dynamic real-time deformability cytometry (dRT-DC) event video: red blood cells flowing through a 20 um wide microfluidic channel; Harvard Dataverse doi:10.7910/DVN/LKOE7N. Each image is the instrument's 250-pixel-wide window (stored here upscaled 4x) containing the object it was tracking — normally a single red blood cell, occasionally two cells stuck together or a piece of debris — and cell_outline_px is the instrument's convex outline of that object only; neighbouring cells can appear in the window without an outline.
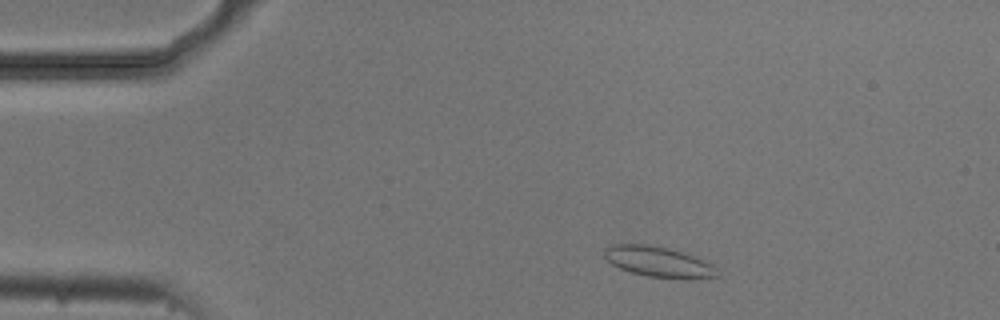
{"species": "common noctule bat (a hibernating species)", "species_latin": "Nyctalus noctula", "temperature_condition": "cold", "stored_images_in_passage": 5, "camera_frame_rate_fps": 3000, "um_per_image_px": 0.085, "animal": {"sex": "male", "body_mass_g": 20.5, "forearm_length_mm": 52.5}, "frame": {"image": 1, "passage_image": 2, "time_ms": 0.333, "image_size_px": [1000, 320], "cell_outline_px": [[720, 276], [688, 280], [648, 276], [632, 272], [620, 268], [612, 264], [604, 256], [604, 248], [612, 244], [648, 244], [668, 248], [708, 260], [712, 264]], "centroid_in_image_um": [56.02, 22.26], "position_along_channel_um": 29.0, "area_um2": 20.29}}
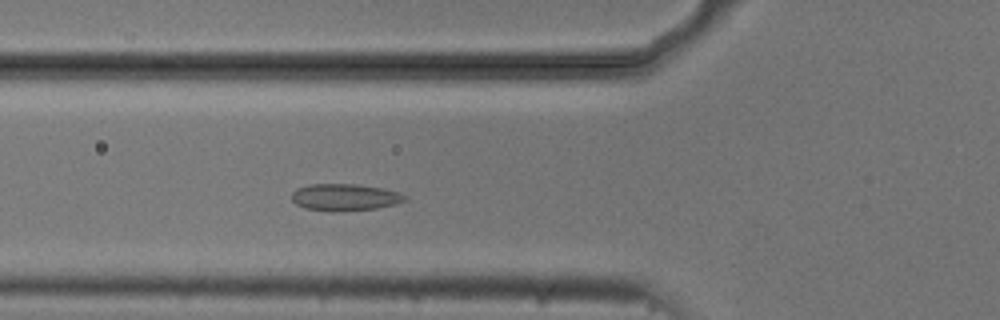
{"frame": {"image": 2, "passage_image": 5, "time_ms": 1.333, "image_size_px": [1000, 320], "cell_outline_px": [[408, 196], [404, 200], [396, 204], [376, 208], [340, 212], [332, 212], [304, 208], [296, 204], [292, 200], [292, 192], [296, 188], [308, 184], [356, 184], [384, 188], [400, 192]], "centroid_in_image_um": [29.3, 16.77], "position_along_channel_um": 96.5, "area_um2": 18.03}}